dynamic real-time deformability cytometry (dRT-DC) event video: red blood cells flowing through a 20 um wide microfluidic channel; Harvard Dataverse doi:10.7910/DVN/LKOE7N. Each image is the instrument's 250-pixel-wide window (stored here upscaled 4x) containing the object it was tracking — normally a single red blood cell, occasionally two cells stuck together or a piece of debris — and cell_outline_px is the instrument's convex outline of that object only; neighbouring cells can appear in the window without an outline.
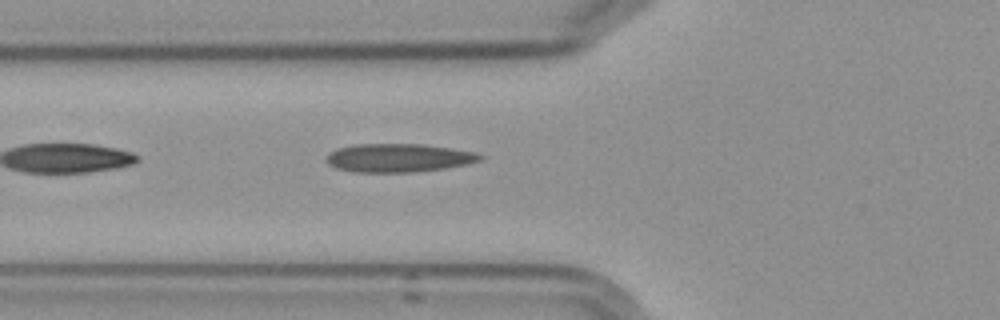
{"species": "Egyptian fruit bat (a non-hibernating species)", "species_latin": "Rousettus aegyptiacus", "temperature_condition": "cold", "stored_images_in_passage": 6, "camera_frame_rate_fps": 3000, "um_per_image_px": 0.085, "frame": {"image": 1, "passage_image": 6, "time_ms": 6.667, "image_size_px": [1000, 320], "cell_outline_px": [[484, 156], [480, 160], [464, 164], [444, 168], [416, 172], [352, 172], [336, 168], [328, 164], [324, 160], [324, 156], [328, 152], [336, 148], [356, 144], [424, 144], [452, 148], [476, 152]], "centroid_in_image_um": [33.8, 13.41], "position_along_channel_um": 92.0, "area_um2": 25.72}}